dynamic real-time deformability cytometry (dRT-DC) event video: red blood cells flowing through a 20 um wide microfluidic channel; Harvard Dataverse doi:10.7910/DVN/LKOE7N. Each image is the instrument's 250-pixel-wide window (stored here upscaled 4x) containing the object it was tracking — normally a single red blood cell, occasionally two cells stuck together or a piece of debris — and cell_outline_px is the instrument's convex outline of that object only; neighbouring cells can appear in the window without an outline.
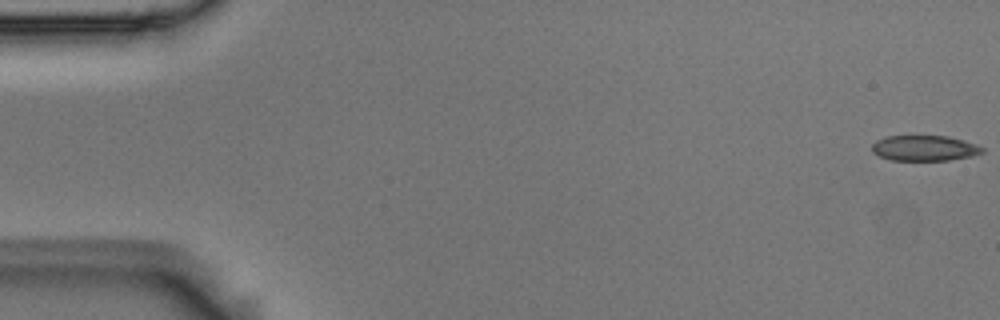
{"species": "Egyptian fruit bat (a non-hibernating species)", "species_latin": "Rousettus aegyptiacus", "temperature_condition": "room temperature", "stored_images_in_passage": 7, "camera_frame_rate_fps": 3000, "um_per_image_px": 0.085, "animal": {"sex": "male"}, "frame": {"image": 1, "passage_image": 1, "time_ms": 0.0, "image_size_px": [1000, 320], "cell_outline_px": [[984, 152], [972, 156], [948, 160], [892, 160], [880, 156], [872, 152], [872, 144], [876, 140], [884, 136], [948, 136], [964, 140], [976, 144], [984, 148]], "centroid_in_image_um": [78.58, 12.58], "position_along_channel_um": 6.4, "area_um2": 16.42}}
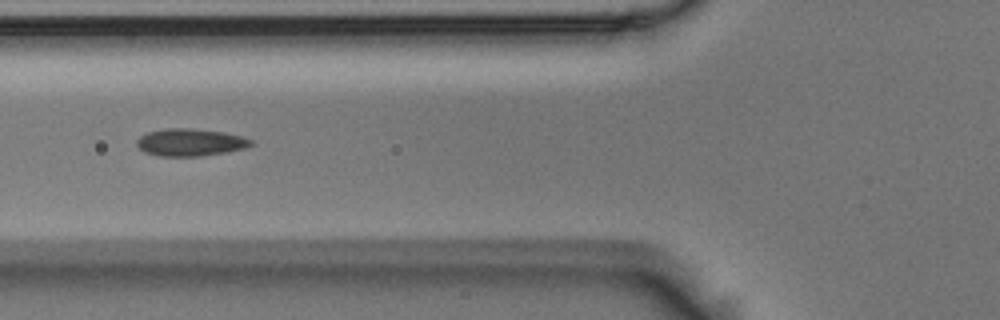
{"frame": {"image": 2, "passage_image": 6, "time_ms": 1.667, "image_size_px": [1000, 320], "cell_outline_px": [[256, 144], [244, 148], [228, 152], [200, 156], [160, 156], [144, 152], [136, 144], [136, 140], [140, 136], [148, 132], [164, 128], [192, 128], [224, 132], [240, 136], [252, 140]], "centroid_in_image_um": [16.18, 12.1], "position_along_channel_um": 109.6, "area_um2": 18.32}}
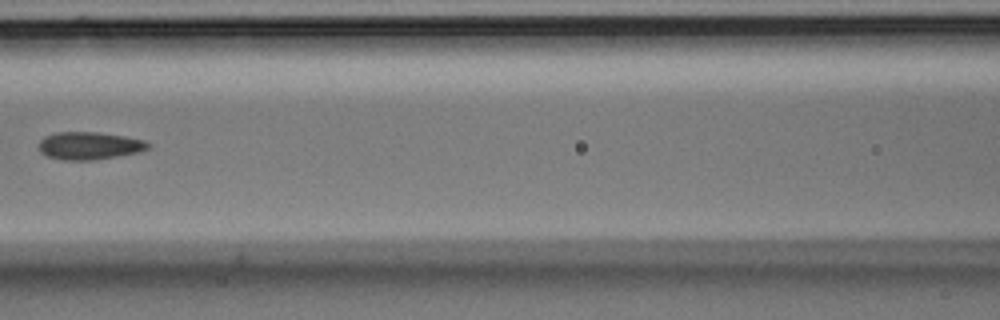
{"frame": {"image": 3, "passage_image": 7, "time_ms": 2.0, "image_size_px": [1000, 320], "cell_outline_px": [[152, 144], [148, 148], [136, 152], [116, 156], [92, 160], [64, 160], [48, 156], [40, 152], [40, 140], [44, 136], [56, 132], [96, 132], [124, 136], [144, 140]], "centroid_in_image_um": [7.58, 12.37], "position_along_channel_um": 159.0, "area_um2": 17.4}}